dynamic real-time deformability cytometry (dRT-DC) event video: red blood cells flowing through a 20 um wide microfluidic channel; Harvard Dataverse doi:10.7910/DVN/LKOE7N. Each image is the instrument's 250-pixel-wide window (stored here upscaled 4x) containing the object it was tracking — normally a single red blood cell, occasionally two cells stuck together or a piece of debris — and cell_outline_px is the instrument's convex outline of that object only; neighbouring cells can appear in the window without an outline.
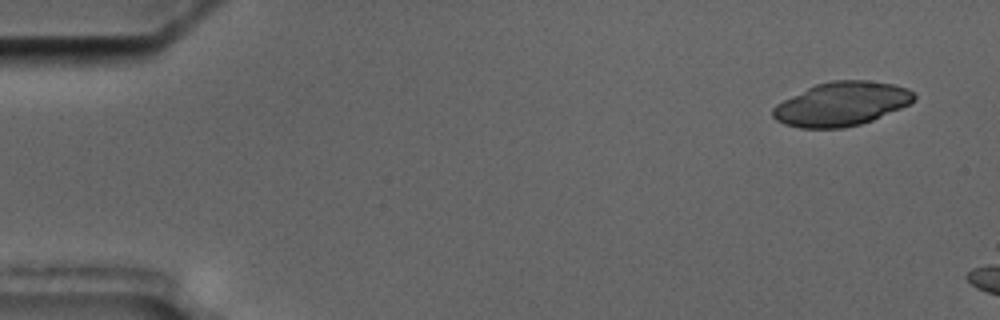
{"species": "common noctule bat (a hibernating species)", "species_latin": "Nyctalus noctula", "temperature_condition": "cold", "stored_images_in_passage": 3, "camera_frame_rate_fps": 3000, "um_per_image_px": 0.085, "animal": {"sex": "male", "body_mass_g": 17.5, "forearm_length_mm": 52.3}, "frame": {"image": 1, "passage_image": 1, "time_ms": 0.0, "image_size_px": [1000, 320], "cell_outline_px": [[916, 100], [900, 108], [872, 120], [860, 124], [844, 128], [800, 128], [784, 124], [776, 120], [772, 116], [772, 108], [776, 104], [816, 84], [832, 80], [864, 80], [892, 84], [908, 88], [916, 96]], "centroid_in_image_um": [71.52, 8.84], "position_along_channel_um": 13.5, "area_um2": 35.89}}